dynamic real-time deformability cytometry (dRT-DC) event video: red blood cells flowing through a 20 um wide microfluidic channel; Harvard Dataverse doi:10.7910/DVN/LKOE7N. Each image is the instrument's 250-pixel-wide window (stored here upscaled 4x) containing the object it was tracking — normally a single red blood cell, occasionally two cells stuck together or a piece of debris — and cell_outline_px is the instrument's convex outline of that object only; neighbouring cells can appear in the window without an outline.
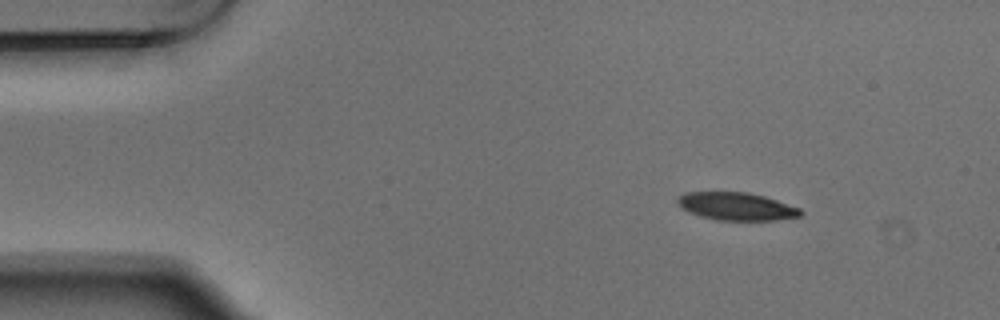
{"species": "Egyptian fruit bat (a non-hibernating species)", "species_latin": "Rousettus aegyptiacus", "temperature_condition": "warm", "stored_images_in_passage": 3, "camera_frame_rate_fps": 3000, "um_per_image_px": 0.085, "animal": {"sex": "male"}, "frame": {"image": 1, "passage_image": 1, "time_ms": 0.0, "image_size_px": [1000, 320], "cell_outline_px": [[804, 212], [800, 216], [776, 220], [720, 220], [700, 216], [688, 212], [680, 208], [676, 204], [676, 200], [684, 192], [748, 192], [764, 196], [800, 208]], "centroid_in_image_um": [62.57, 17.54], "position_along_channel_um": 22.4, "area_um2": 20.0}}
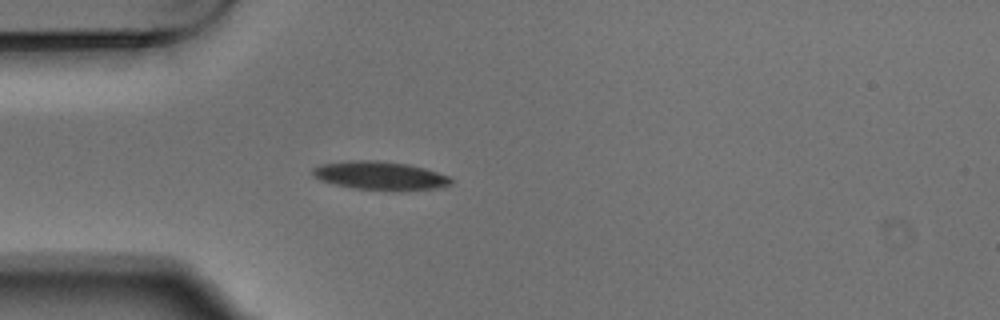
{"frame": {"image": 2, "passage_image": 3, "time_ms": 0.667, "image_size_px": [1000, 320], "cell_outline_px": [[452, 184], [444, 188], [396, 192], [352, 188], [320, 180], [312, 172], [312, 168], [320, 164], [344, 160], [380, 160], [408, 164], [424, 168], [452, 176]], "centroid_in_image_um": [32.39, 14.94], "position_along_channel_um": 52.6, "area_um2": 23.7}}